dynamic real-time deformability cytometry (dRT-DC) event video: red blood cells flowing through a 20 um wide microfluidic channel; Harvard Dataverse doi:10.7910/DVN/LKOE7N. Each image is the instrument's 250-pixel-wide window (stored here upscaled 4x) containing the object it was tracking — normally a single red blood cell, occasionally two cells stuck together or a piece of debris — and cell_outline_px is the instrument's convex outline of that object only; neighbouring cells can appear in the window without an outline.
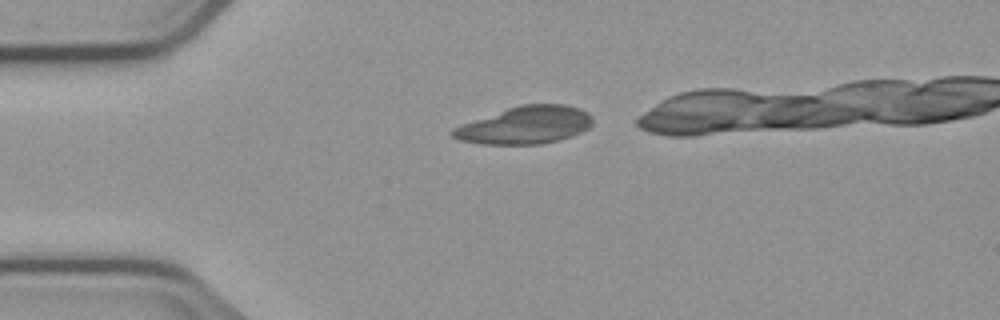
{"species": "common noctule bat (a hibernating species)", "species_latin": "Nyctalus noctula", "temperature_condition": "cold", "stored_images_in_passage": 3, "camera_frame_rate_fps": 3000, "um_per_image_px": 0.085, "animal": {"sex": "male", "body_mass_g": 23.1, "forearm_length_mm": 52.7}, "frame": {"image": 1, "passage_image": 1, "time_ms": 0.0, "image_size_px": [1000, 320], "cell_outline_px": [[592, 124], [588, 128], [572, 136], [560, 140], [540, 144], [480, 144], [460, 140], [452, 136], [452, 128], [508, 108], [520, 104], [564, 104], [580, 108], [588, 112], [592, 116]], "centroid_in_image_um": [44.69, 10.64], "position_along_channel_um": 40.3, "area_um2": 30.4}}